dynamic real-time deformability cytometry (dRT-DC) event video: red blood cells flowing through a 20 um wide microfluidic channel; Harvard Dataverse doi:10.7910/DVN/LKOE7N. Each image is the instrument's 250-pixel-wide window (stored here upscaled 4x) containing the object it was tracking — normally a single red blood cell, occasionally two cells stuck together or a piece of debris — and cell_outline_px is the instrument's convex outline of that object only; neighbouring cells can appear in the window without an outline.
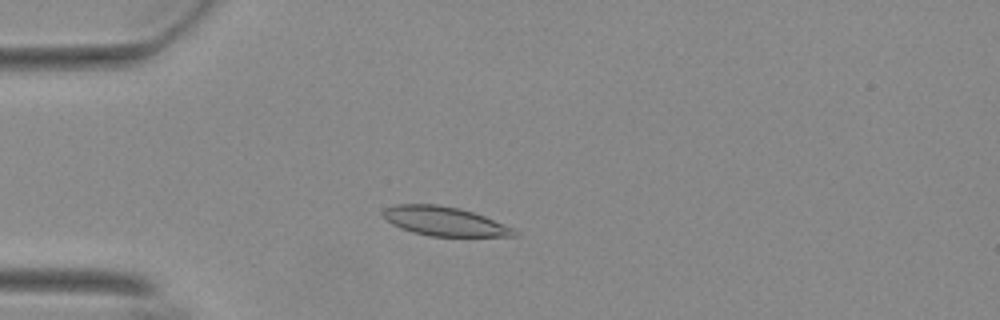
{"species": "Egyptian fruit bat (a non-hibernating species)", "species_latin": "Rousettus aegyptiacus", "temperature_condition": "warm", "stored_images_in_passage": 50, "camera_frame_rate_fps": 3000, "um_per_image_px": 0.085, "animal": {"sex": "female"}, "frame": {"image": 1, "passage_image": 10, "time_ms": 3.0, "image_size_px": [1000, 320], "cell_outline_px": [[520, 236], [428, 236], [412, 232], [400, 228], [392, 224], [380, 212], [384, 208], [396, 204], [436, 204], [460, 208], [484, 216], [516, 228], [520, 232]], "centroid_in_image_um": [37.82, 18.81], "position_along_channel_um": 47.2, "area_um2": 22.48}}
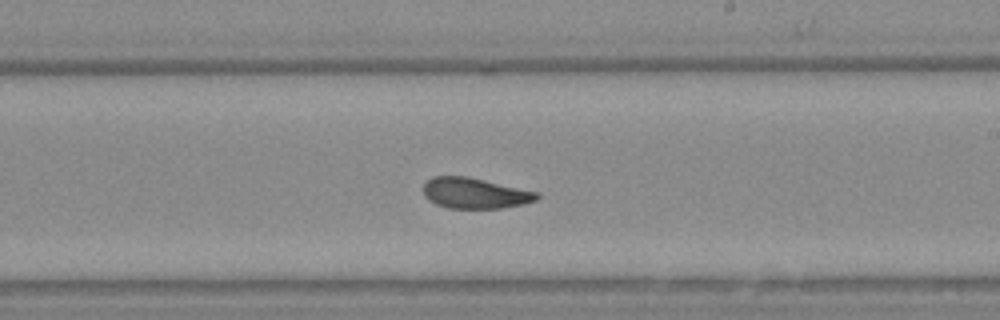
{"frame": {"image": 2, "passage_image": 28, "time_ms": 9.0, "image_size_px": [1000, 320], "cell_outline_px": [[540, 196], [536, 200], [524, 204], [500, 208], [448, 208], [436, 204], [428, 200], [424, 196], [424, 184], [432, 176], [468, 176], [540, 192]], "centroid_in_image_um": [40.38, 16.41], "position_along_channel_um": 248.6, "area_um2": 20.46}}
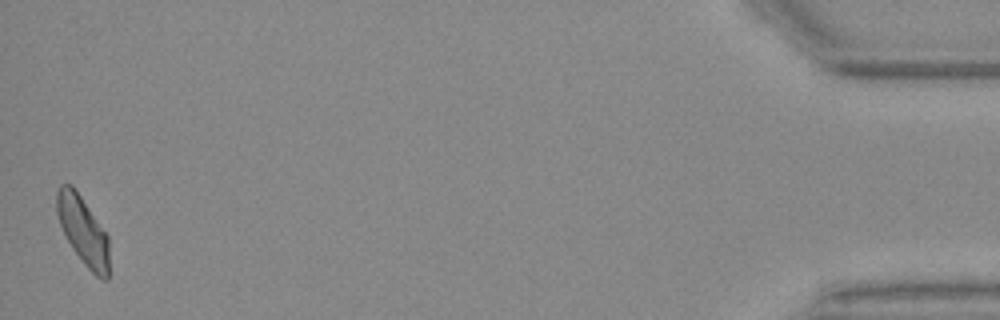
{"frame": {"image": 3, "passage_image": 50, "time_ms": 16.333, "image_size_px": [1000, 320], "cell_outline_px": [[108, 280], [104, 280], [96, 276], [84, 264], [72, 248], [60, 224], [56, 212], [56, 192], [60, 184], [72, 184], [108, 236]], "centroid_in_image_um": [7.04, 19.59], "position_along_channel_um": 428.2, "area_um2": 20.52}, "authors_computed_cell_mechanics": {"area_um2": 21.0103, "velocity_mm_per_s": 3.6873, "shape_relaxation_time_tau1_ms": 11.1483, "shape_relaxation_time_tau2_ms": 2.703, "deformation_change_tau1": 0.2538, "deformation_change_tau2": 0.0927}}